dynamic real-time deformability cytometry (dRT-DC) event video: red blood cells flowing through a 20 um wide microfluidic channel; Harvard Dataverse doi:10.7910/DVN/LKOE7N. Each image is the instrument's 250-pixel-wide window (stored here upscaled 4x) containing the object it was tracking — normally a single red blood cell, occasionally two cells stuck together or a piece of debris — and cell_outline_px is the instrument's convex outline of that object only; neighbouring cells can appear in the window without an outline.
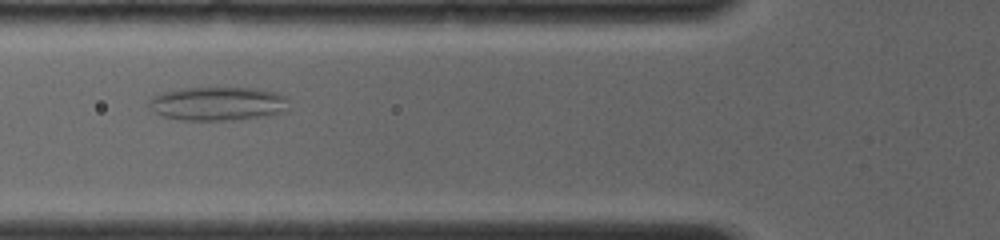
{"species": "common noctule bat (a hibernating species)", "species_latin": "Nyctalus noctula", "temperature_condition": "room temperature", "stored_images_in_passage": 49, "camera_frame_rate_fps": 4000, "um_per_image_px": 0.085, "animal": {"sex": "female", "body_mass_g": 19.0, "forearm_length_mm": 56.7}, "frame": {"image": 1, "passage_image": 21, "time_ms": 4.25, "image_size_px": [1000, 240], "cell_outline_px": [[288, 112], [268, 116], [232, 120], [180, 120], [164, 116], [148, 108], [148, 100], [152, 96], [160, 92], [184, 88], [256, 88], [272, 92], [284, 96], [288, 100]], "centroid_in_image_um": [18.51, 8.82], "position_along_channel_um": 107.3, "area_um2": 27.8}}
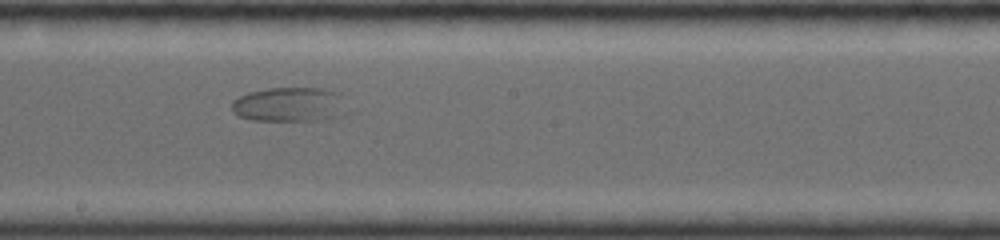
{"frame": {"image": 2, "passage_image": 34, "time_ms": 7.25, "image_size_px": [1000, 240], "cell_outline_px": [[352, 112], [344, 116], [316, 120], [252, 120], [236, 116], [232, 112], [232, 100], [248, 92], [268, 88], [324, 88], [340, 92]], "centroid_in_image_um": [24.71, 8.88], "position_along_channel_um": 223.5, "area_um2": 23.93}}
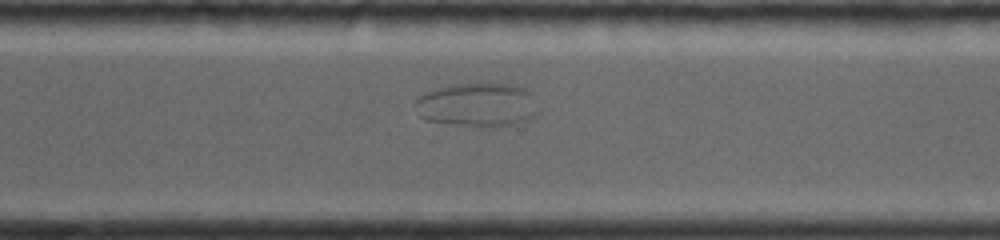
{"frame": {"image": 3, "passage_image": 41, "time_ms": 10.0, "image_size_px": [1000, 240], "cell_outline_px": [[536, 112], [528, 120], [508, 124], [456, 124], [428, 120], [420, 116], [416, 104], [416, 100], [420, 96], [436, 88], [460, 84], [512, 84], [524, 88], [528, 92]], "centroid_in_image_um": [40.53, 8.87], "position_along_channel_um": 330.1, "area_um2": 29.71}}